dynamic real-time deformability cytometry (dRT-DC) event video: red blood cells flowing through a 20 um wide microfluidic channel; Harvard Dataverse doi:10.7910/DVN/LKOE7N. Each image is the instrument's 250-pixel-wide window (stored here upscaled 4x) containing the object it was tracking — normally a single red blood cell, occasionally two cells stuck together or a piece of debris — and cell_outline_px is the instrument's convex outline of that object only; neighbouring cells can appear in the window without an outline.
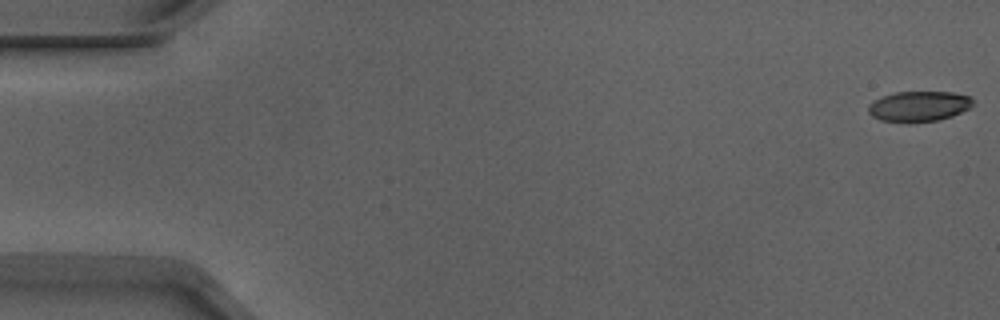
{"species": "Egyptian fruit bat (a non-hibernating species)", "species_latin": "Rousettus aegyptiacus", "temperature_condition": "warm", "stored_images_in_passage": 49, "camera_frame_rate_fps": 3000, "um_per_image_px": 0.085, "animal": {"sex": "male"}, "frame": {"image": 1, "passage_image": 1, "time_ms": 0.0, "image_size_px": [1000, 320], "cell_outline_px": [[972, 104], [968, 108], [952, 116], [940, 120], [908, 124], [880, 120], [872, 116], [868, 112], [868, 104], [884, 96], [896, 92], [952, 92], [968, 96], [972, 100]], "centroid_in_image_um": [78.06, 9.06], "position_along_channel_um": 6.9, "area_um2": 18.61}}
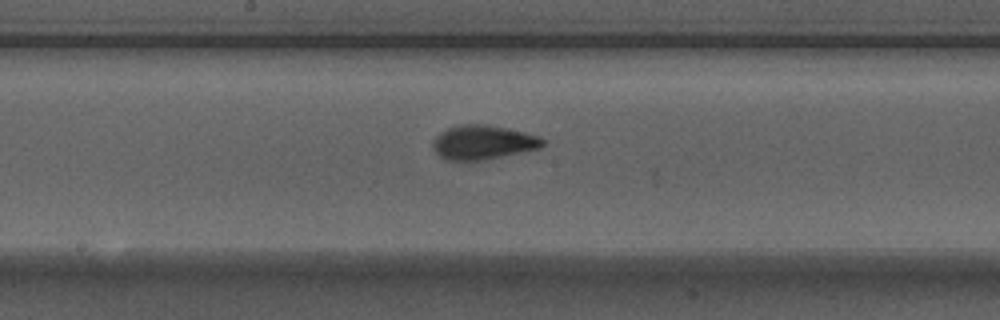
{"frame": {"image": 2, "passage_image": 28, "time_ms": 9.0, "image_size_px": [1000, 320], "cell_outline_px": [[544, 144], [540, 148], [480, 160], [448, 160], [440, 156], [436, 152], [432, 144], [432, 140], [440, 132], [448, 128], [460, 124], [484, 124], [524, 132], [540, 136], [544, 140]], "centroid_in_image_um": [41.03, 12.09], "position_along_channel_um": 207.2, "area_um2": 21.56}}
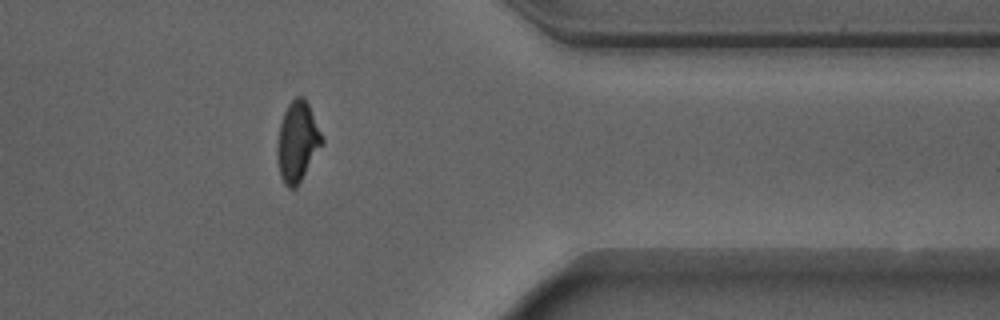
{"frame": {"image": 3, "passage_image": 43, "time_ms": 14.0, "image_size_px": [1000, 320], "cell_outline_px": [[324, 144], [296, 188], [288, 188], [284, 184], [280, 176], [276, 160], [276, 148], [280, 124], [284, 112], [288, 104], [296, 96], [304, 96], [308, 104], [324, 140]], "centroid_in_image_um": [25.27, 12.07], "position_along_channel_um": 386.1, "area_um2": 21.1}, "authors_computed_cell_mechanics": {"area_um2": 20.7502, "velocity_mm_per_s": 3.9074, "shape_relaxation_time_tau1_ms": 5.2661, "shape_relaxation_time_tau2_ms": 0.968, "deformation_change_tau1": 0.1772, "deformation_change_tau2": 0.0758}}